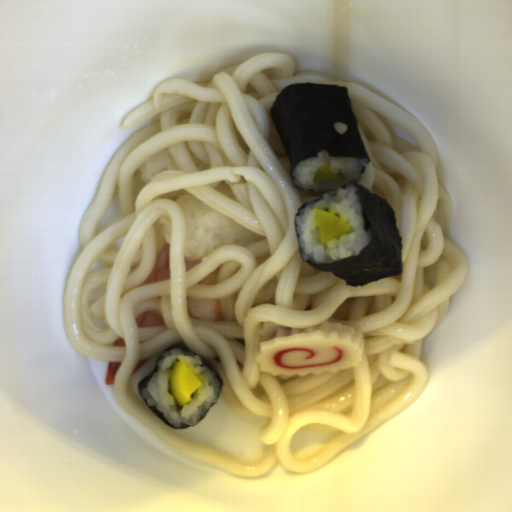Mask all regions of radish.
<instances>
[{
  "label": "radish",
  "instance_id": "1f323893",
  "mask_svg": "<svg viewBox=\"0 0 512 512\" xmlns=\"http://www.w3.org/2000/svg\"><path fill=\"white\" fill-rule=\"evenodd\" d=\"M201 387V382L183 361H177L172 367L168 390L176 404L185 407L193 398V393Z\"/></svg>",
  "mask_w": 512,
  "mask_h": 512
},
{
  "label": "radish",
  "instance_id": "8e3532e8",
  "mask_svg": "<svg viewBox=\"0 0 512 512\" xmlns=\"http://www.w3.org/2000/svg\"><path fill=\"white\" fill-rule=\"evenodd\" d=\"M319 243H328L351 231V227L325 209L316 210Z\"/></svg>",
  "mask_w": 512,
  "mask_h": 512
},
{
  "label": "radish",
  "instance_id": "49b2ee8c",
  "mask_svg": "<svg viewBox=\"0 0 512 512\" xmlns=\"http://www.w3.org/2000/svg\"><path fill=\"white\" fill-rule=\"evenodd\" d=\"M315 182H343V178L338 174H334L330 168L319 167L314 175Z\"/></svg>",
  "mask_w": 512,
  "mask_h": 512
}]
</instances>
